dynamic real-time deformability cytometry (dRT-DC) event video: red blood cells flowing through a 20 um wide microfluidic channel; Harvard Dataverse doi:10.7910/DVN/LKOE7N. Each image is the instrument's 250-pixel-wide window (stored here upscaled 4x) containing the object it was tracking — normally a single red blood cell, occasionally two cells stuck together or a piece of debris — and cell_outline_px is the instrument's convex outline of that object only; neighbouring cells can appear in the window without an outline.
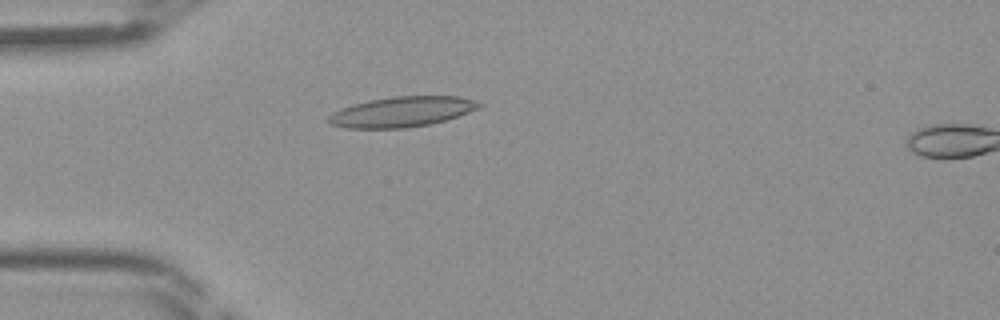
{"species": "Egyptian fruit bat (a non-hibernating species)", "species_latin": "Rousettus aegyptiacus", "temperature_condition": "room temperature", "stored_images_in_passage": 15, "camera_frame_rate_fps": 3000, "um_per_image_px": 0.085, "frame": {"image": 1, "passage_image": 13, "time_ms": 4.0, "image_size_px": [1000, 320], "cell_outline_px": [[484, 104], [480, 108], [432, 124], [404, 128], [344, 128], [328, 124], [324, 120], [332, 112], [352, 104], [368, 100], [392, 96], [460, 96], [476, 100]], "centroid_in_image_um": [34.12, 9.5], "position_along_channel_um": 50.9, "area_um2": 26.88}}